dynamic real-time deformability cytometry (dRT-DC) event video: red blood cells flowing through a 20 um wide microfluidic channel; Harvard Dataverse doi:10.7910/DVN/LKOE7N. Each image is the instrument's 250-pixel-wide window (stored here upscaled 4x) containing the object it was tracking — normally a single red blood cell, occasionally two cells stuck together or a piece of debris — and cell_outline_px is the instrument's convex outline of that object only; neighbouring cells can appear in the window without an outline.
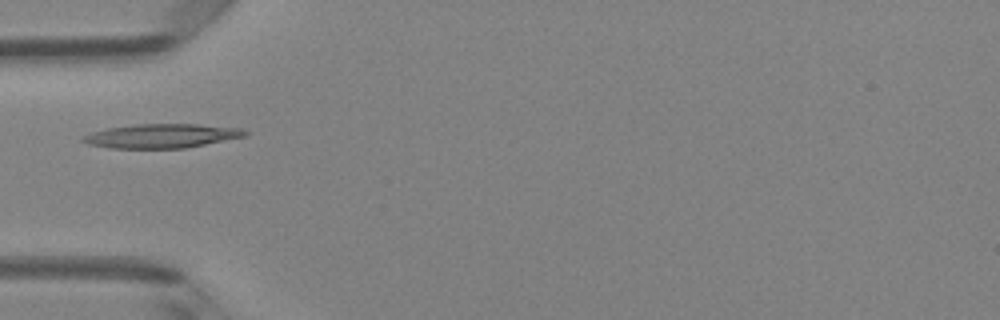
{"species": "Egyptian fruit bat (a non-hibernating species)", "species_latin": "Rousettus aegyptiacus", "temperature_condition": "room temperature", "stored_images_in_passage": 6, "camera_frame_rate_fps": 3000, "um_per_image_px": 0.085, "animal": {"sex": "female"}, "frame": {"image": 1, "passage_image": 5, "time_ms": 1.333, "image_size_px": [1000, 320], "cell_outline_px": [[252, 132], [244, 136], [184, 148], [108, 148], [88, 144], [80, 140], [84, 136], [92, 132], [108, 128], [140, 124], [196, 124], [240, 128]], "centroid_in_image_um": [13.73, 11.55], "position_along_channel_um": 71.3, "area_um2": 22.48}}
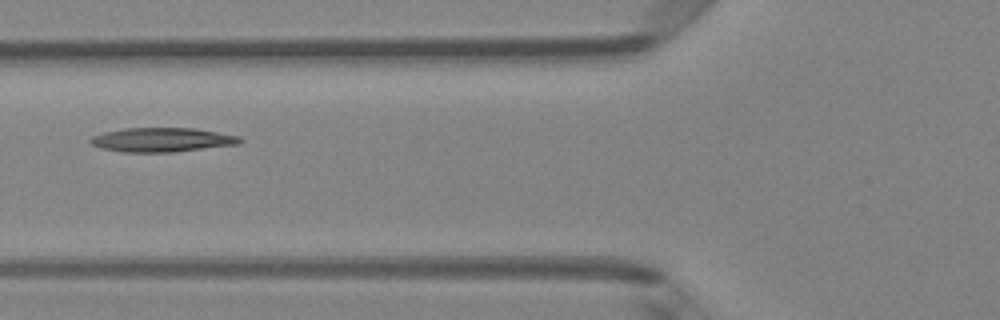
{"frame": {"image": 2, "passage_image": 6, "time_ms": 1.667, "image_size_px": [1000, 320], "cell_outline_px": [[244, 140], [240, 144], [172, 152], [124, 152], [100, 148], [92, 144], [88, 140], [92, 136], [104, 132], [124, 128], [196, 128], [240, 136]], "centroid_in_image_um": [13.79, 11.88], "position_along_channel_um": 112.0, "area_um2": 21.15}}